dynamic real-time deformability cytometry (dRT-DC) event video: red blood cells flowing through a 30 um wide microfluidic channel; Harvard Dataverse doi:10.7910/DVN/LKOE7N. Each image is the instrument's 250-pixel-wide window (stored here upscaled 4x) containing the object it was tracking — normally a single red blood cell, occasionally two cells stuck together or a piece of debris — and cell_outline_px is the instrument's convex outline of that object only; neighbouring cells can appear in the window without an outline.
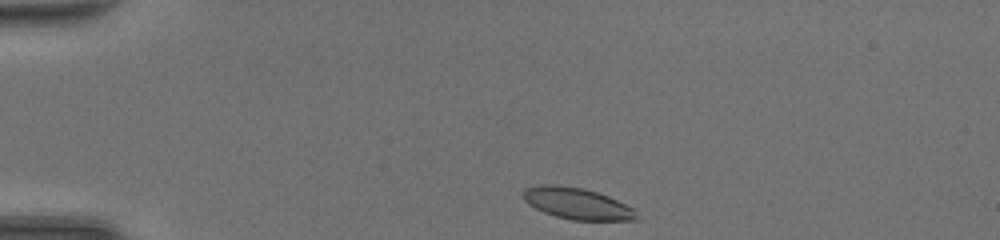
{"species": "common noctule bat (a hibernating species)", "species_latin": "Nyctalus noctula", "temperature_condition": "room temperature", "stored_images_in_passage": 38, "camera_frame_rate_fps": 3000, "um_per_image_px": 0.085, "animal": {"sex": "female", "body_mass_g": 20.0, "forearm_length_mm": 54.0}, "frame": {"image": 1, "passage_image": 1, "time_ms": 0.0, "image_size_px": [1000, 240], "cell_outline_px": [[640, 220], [572, 220], [556, 216], [544, 212], [528, 204], [524, 200], [524, 192], [528, 188], [544, 184], [552, 184], [580, 188], [596, 192], [608, 196], [632, 208]], "centroid_in_image_um": [49.06, 17.31], "position_along_channel_um": 35.9, "area_um2": 20.29}}
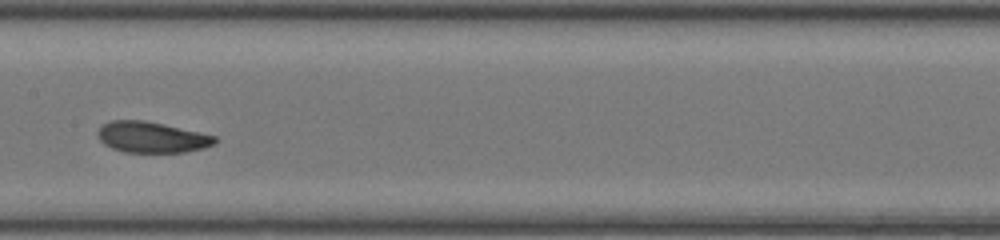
{"frame": {"image": 2, "passage_image": 16, "time_ms": 5.0, "image_size_px": [1000, 240], "cell_outline_px": [[216, 144], [204, 148], [184, 152], [124, 152], [112, 148], [104, 144], [100, 140], [96, 132], [104, 124], [112, 120], [144, 120], [164, 124], [216, 136]], "centroid_in_image_um": [12.9, 11.66], "position_along_channel_um": 194.5, "area_um2": 21.04}}
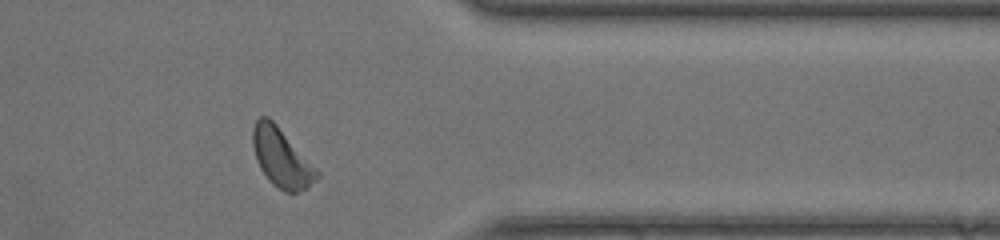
{"frame": {"image": 3, "passage_image": 30, "time_ms": 9.667, "image_size_px": [1000, 240], "cell_outline_px": [[320, 176], [308, 188], [296, 192], [284, 192], [272, 184], [268, 180], [260, 168], [256, 160], [252, 144], [252, 132], [256, 120], [260, 116], [268, 116], [276, 124], [320, 172]], "centroid_in_image_um": [23.92, 13.43], "position_along_channel_um": 387.5, "area_um2": 21.91}, "authors_computed_cell_mechanics": {"area_um2": 20.9236, "velocity_mm_per_s": 4.3587, "shape_relaxation_time_tau1_ms": 2.306, "shape_relaxation_time_tau2_ms": 6.4386, "deformation_change_tau1": 0.0931, "deformation_change_tau2": 0.1378}}